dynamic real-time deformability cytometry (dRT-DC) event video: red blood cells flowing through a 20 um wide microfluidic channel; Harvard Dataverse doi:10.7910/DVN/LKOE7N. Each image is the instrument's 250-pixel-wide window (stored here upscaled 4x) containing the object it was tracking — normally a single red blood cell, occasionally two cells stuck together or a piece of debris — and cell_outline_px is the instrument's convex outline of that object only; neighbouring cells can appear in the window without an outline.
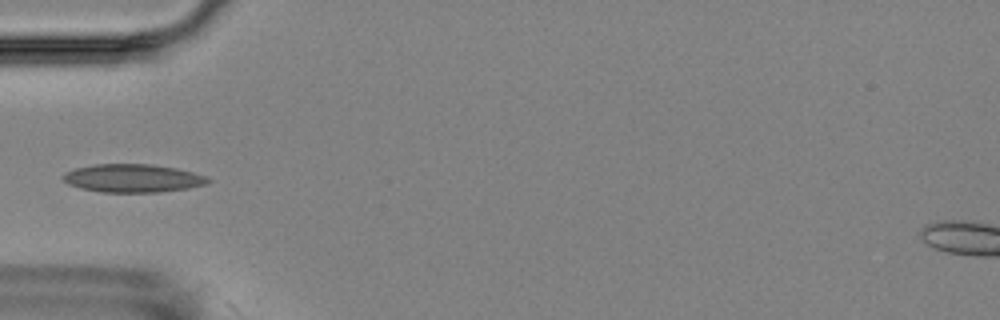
{"species": "Egyptian fruit bat (a non-hibernating species)", "species_latin": "Rousettus aegyptiacus", "temperature_condition": "room temperature", "stored_images_in_passage": 12, "camera_frame_rate_fps": 3000, "um_per_image_px": 0.085, "animal": {"sex": "female"}, "frame": {"image": 1, "passage_image": 1, "time_ms": 0.0, "image_size_px": [1000, 320], "cell_outline_px": [[212, 180], [208, 184], [188, 188], [160, 192], [100, 192], [80, 188], [68, 184], [60, 176], [64, 172], [76, 168], [96, 164], [152, 164], [176, 168], [208, 176]], "centroid_in_image_um": [11.3, 15.15], "position_along_channel_um": 73.7, "area_um2": 23.99}}
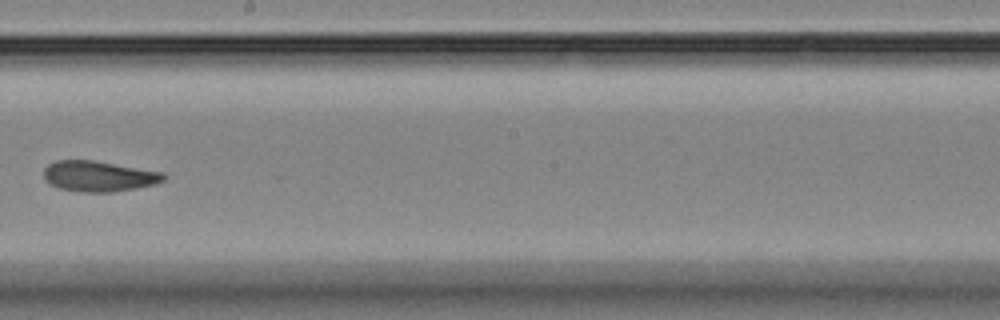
{"frame": {"image": 2, "passage_image": 5, "time_ms": 4.667, "image_size_px": [1000, 320], "cell_outline_px": [[168, 176], [164, 180], [156, 184], [136, 188], [112, 192], [84, 192], [60, 188], [44, 180], [44, 168], [48, 164], [56, 160], [92, 160], [164, 172]], "centroid_in_image_um": [8.42, 14.97], "position_along_channel_um": 239.8, "area_um2": 21.39}}
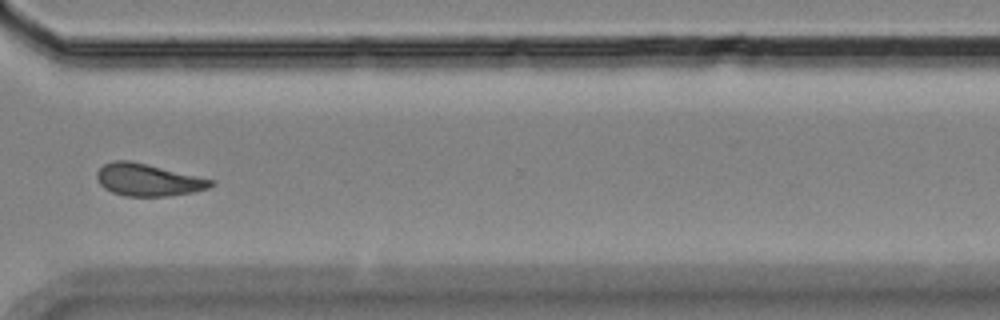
{"frame": {"image": 3, "passage_image": 8, "time_ms": 8.0, "image_size_px": [1000, 320], "cell_outline_px": [[216, 184], [208, 188], [192, 192], [168, 196], [124, 196], [112, 192], [104, 188], [100, 184], [96, 176], [96, 172], [104, 164], [112, 160], [128, 160], [216, 180]], "centroid_in_image_um": [12.58, 15.29], "position_along_channel_um": 358.0, "area_um2": 21.39}}